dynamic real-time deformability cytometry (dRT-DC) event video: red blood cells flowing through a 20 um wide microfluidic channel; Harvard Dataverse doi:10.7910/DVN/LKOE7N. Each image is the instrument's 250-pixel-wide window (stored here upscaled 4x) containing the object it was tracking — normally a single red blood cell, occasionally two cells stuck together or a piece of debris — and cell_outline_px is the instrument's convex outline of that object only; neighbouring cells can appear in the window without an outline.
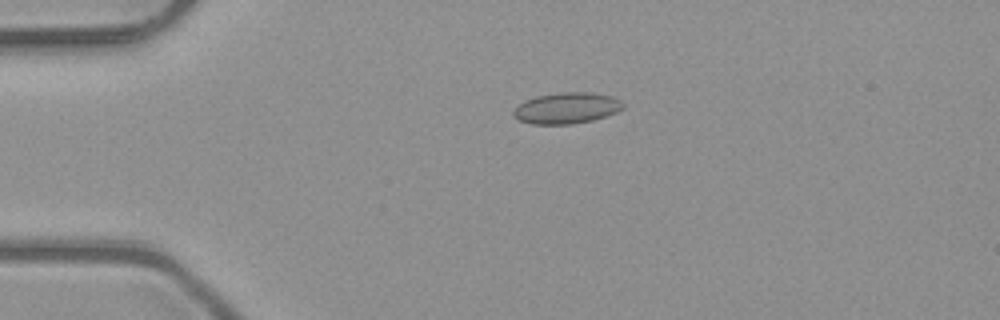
{"species": "common noctule bat (a hibernating species)", "species_latin": "Nyctalus noctula", "temperature_condition": "room temperature", "stored_images_in_passage": 2, "camera_frame_rate_fps": 3000, "um_per_image_px": 0.085, "animal": {"sex": "male", "body_mass_g": 23.1, "forearm_length_mm": 52.7}, "frame": {"image": 1, "passage_image": 1, "time_ms": 0.0, "image_size_px": [1000, 320], "cell_outline_px": [[624, 108], [616, 112], [592, 120], [572, 124], [532, 124], [520, 120], [512, 116], [512, 112], [524, 100], [536, 96], [560, 92], [592, 92], [612, 96], [620, 100], [624, 104]], "centroid_in_image_um": [48.16, 9.18], "position_along_channel_um": 36.8, "area_um2": 19.88}}